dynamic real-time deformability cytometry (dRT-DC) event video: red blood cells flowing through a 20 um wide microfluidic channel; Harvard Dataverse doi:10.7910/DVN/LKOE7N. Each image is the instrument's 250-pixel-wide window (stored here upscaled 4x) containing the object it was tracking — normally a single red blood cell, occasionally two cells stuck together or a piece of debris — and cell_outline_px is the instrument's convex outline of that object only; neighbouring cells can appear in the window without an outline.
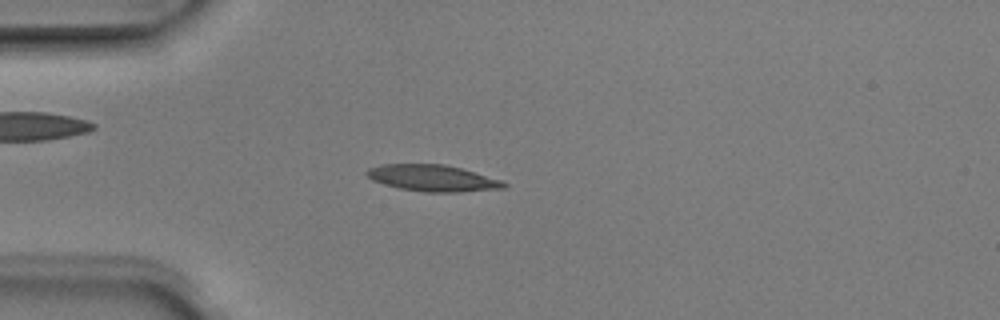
{"species": "Egyptian fruit bat (a non-hibernating species)", "species_latin": "Rousettus aegyptiacus", "temperature_condition": "room temperature", "stored_images_in_passage": 4, "camera_frame_rate_fps": 3000, "um_per_image_px": 0.085, "animal": {"sex": "male"}, "frame": {"image": 1, "passage_image": 3, "time_ms": 0.667, "image_size_px": [1000, 320], "cell_outline_px": [[508, 184], [504, 188], [460, 192], [424, 192], [400, 188], [384, 184], [372, 180], [364, 172], [368, 168], [380, 164], [444, 164], [460, 168], [504, 180]], "centroid_in_image_um": [36.78, 15.14], "position_along_channel_um": 48.2, "area_um2": 21.21}}